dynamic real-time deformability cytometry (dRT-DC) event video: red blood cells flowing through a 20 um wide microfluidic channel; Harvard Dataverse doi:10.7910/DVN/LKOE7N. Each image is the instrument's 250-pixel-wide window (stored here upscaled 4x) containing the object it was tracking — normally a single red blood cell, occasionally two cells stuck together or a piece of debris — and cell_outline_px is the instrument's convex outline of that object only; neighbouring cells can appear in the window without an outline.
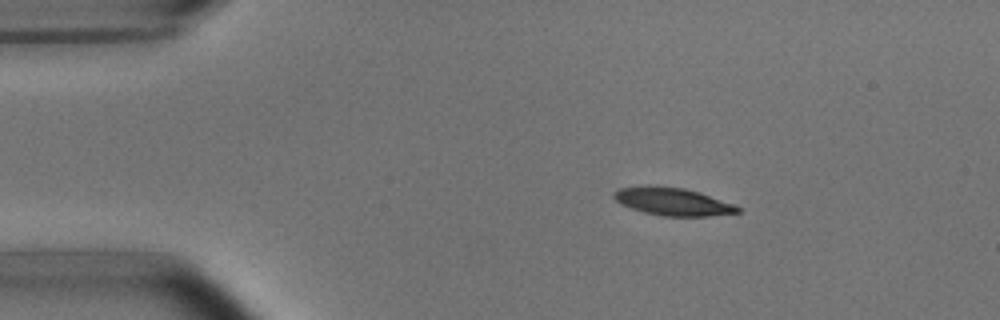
{"species": "common noctule bat (a hibernating species)", "species_latin": "Nyctalus noctula", "temperature_condition": "room temperature", "stored_images_in_passage": 4, "camera_frame_rate_fps": 3000, "um_per_image_px": 0.085, "animal": {"sex": "male", "body_mass_g": 15.6}, "frame": {"image": 1, "passage_image": 1, "time_ms": 0.0, "image_size_px": [1000, 320], "cell_outline_px": [[740, 212], [708, 216], [664, 216], [644, 212], [620, 204], [612, 196], [612, 192], [620, 188], [648, 184], [684, 188], [700, 192], [736, 204], [740, 208]], "centroid_in_image_um": [57.17, 17.11], "position_along_channel_um": 27.8, "area_um2": 20.29}}
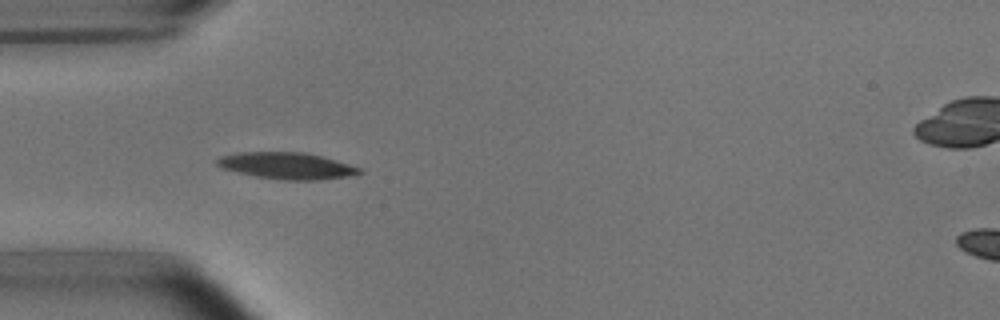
{"frame": {"image": 2, "passage_image": 3, "time_ms": 2.333, "image_size_px": [1000, 320], "cell_outline_px": [[364, 172], [348, 176], [320, 180], [284, 180], [256, 176], [224, 168], [216, 164], [216, 160], [220, 156], [240, 152], [304, 152], [336, 160], [364, 168]], "centroid_in_image_um": [24.44, 14.09], "position_along_channel_um": 60.6, "area_um2": 21.96}}